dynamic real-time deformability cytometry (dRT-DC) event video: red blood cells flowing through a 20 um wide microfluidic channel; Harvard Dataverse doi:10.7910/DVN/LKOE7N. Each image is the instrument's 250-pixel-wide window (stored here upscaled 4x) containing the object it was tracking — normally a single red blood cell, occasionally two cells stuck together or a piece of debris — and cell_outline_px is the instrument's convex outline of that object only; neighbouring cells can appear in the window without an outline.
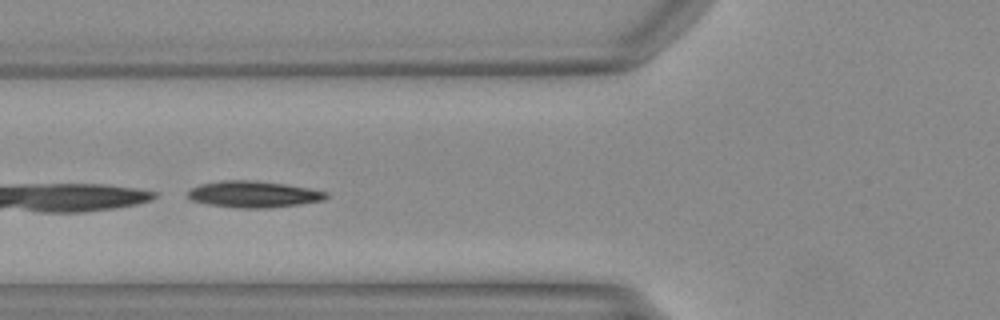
{"species": "Egyptian fruit bat (a non-hibernating species)", "species_latin": "Rousettus aegyptiacus", "temperature_condition": "warm", "stored_images_in_passage": 6, "camera_frame_rate_fps": 3000, "um_per_image_px": 0.085, "animal": {"sex": "female"}, "frame": {"image": 1, "passage_image": 3, "time_ms": 0.667, "image_size_px": [1000, 320], "cell_outline_px": [[328, 196], [324, 200], [300, 204], [268, 208], [236, 208], [208, 204], [192, 200], [188, 196], [188, 192], [192, 188], [200, 184], [220, 180], [256, 180], [284, 184], [308, 188], [328, 192]], "centroid_in_image_um": [21.56, 16.51], "position_along_channel_um": 104.2, "area_um2": 21.33}}